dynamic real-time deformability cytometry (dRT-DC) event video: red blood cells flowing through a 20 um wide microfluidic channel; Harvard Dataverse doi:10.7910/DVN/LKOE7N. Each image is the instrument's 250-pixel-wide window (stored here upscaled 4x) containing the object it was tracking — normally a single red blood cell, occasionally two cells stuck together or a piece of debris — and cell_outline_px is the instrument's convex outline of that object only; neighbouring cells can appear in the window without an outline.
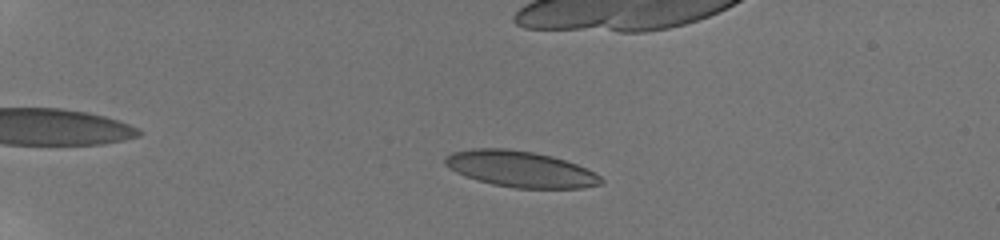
{"species": "human", "species_latin": "Homo sapiens", "temperature_condition": "room temperature", "stored_images_in_passage": 54, "camera_frame_rate_fps": 3000, "um_per_image_px": 0.085, "donor": {"sex": "male"}, "frame": {"image": 1, "passage_image": 12, "time_ms": 3.667, "image_size_px": [1000, 240], "cell_outline_px": [[604, 180], [600, 184], [580, 188], [516, 188], [492, 184], [476, 180], [456, 172], [448, 168], [444, 164], [444, 156], [452, 152], [472, 148], [504, 148], [532, 152], [552, 156], [576, 164], [600, 176]], "centroid_in_image_um": [44.17, 14.36], "position_along_channel_um": 40.8, "area_um2": 32.66}}
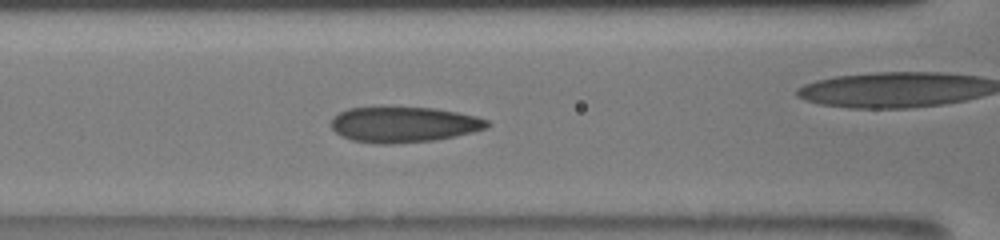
{"frame": {"image": 2, "passage_image": 25, "time_ms": 8.0, "image_size_px": [1000, 240], "cell_outline_px": [[492, 124], [488, 128], [472, 132], [436, 140], [388, 144], [380, 144], [352, 140], [340, 136], [332, 128], [332, 120], [340, 112], [348, 108], [384, 104], [432, 108], [456, 112], [476, 116], [488, 120]], "centroid_in_image_um": [34.3, 10.54], "position_along_channel_um": 132.3, "area_um2": 33.23}}
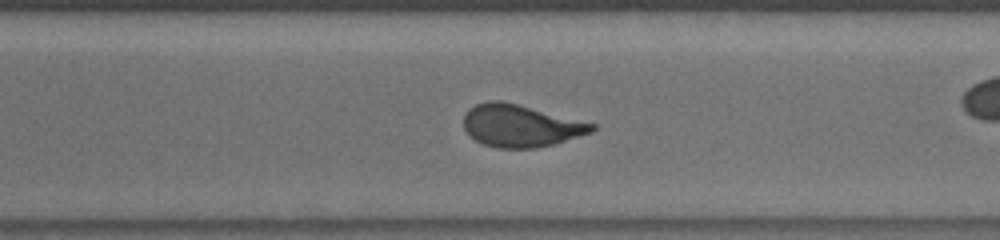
{"frame": {"image": 3, "passage_image": 40, "time_ms": 13.0, "image_size_px": [1000, 240], "cell_outline_px": [[596, 128], [592, 132], [552, 144], [536, 148], [496, 148], [484, 144], [468, 136], [464, 128], [464, 116], [476, 104], [488, 100], [500, 100], [596, 124]], "centroid_in_image_um": [44.22, 10.7], "position_along_channel_um": 326.4, "area_um2": 31.21}, "authors_computed_cell_mechanics": {"area_um2": 32.3969, "velocity_mm_per_s": 3.8932, "shape_relaxation_time_tau1_ms": 7.1642, "shape_relaxation_time_tau2_ms": 0.928, "deformation_change_tau1": 0.2061, "deformation_change_tau2": 0.0794}}